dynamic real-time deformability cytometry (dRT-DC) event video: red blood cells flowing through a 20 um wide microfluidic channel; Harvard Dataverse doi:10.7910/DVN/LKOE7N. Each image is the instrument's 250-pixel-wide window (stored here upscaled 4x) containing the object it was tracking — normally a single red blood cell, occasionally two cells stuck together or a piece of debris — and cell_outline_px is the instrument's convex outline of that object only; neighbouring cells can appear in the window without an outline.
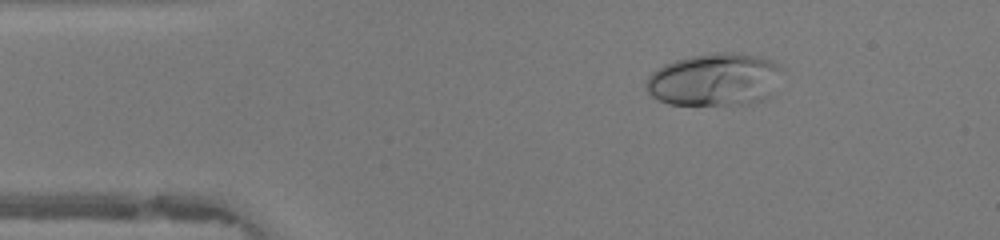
{"species": "human", "species_latin": "Homo sapiens", "temperature_condition": "warm", "stored_images_in_passage": 47, "camera_frame_rate_fps": 3000, "um_per_image_px": 0.085, "donor": {"sex": "female"}, "frame": {"image": 1, "passage_image": 7, "time_ms": 2.0, "image_size_px": [1000, 240], "cell_outline_px": [[780, 68], [772, 96], [764, 100], [748, 104], [668, 104], [652, 96], [648, 92], [644, 84], [644, 80], [656, 68], [664, 64], [688, 56], [716, 52], [732, 52], [760, 56], [776, 64]], "centroid_in_image_um": [60.69, 6.76], "position_along_channel_um": 24.3, "area_um2": 41.79}}
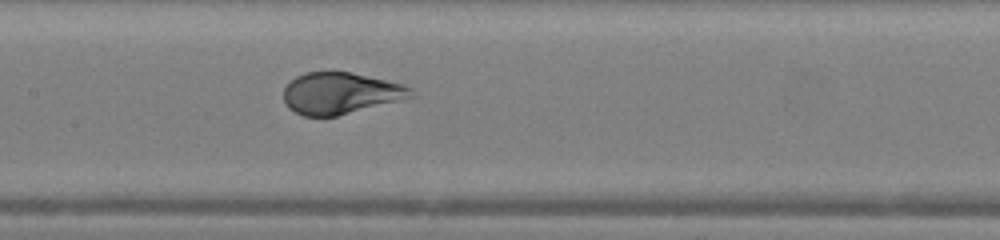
{"frame": {"image": 2, "passage_image": 22, "time_ms": 7.0, "image_size_px": [1000, 240], "cell_outline_px": [[416, 96], [336, 116], [304, 116], [288, 108], [284, 104], [284, 88], [296, 76], [304, 72], [352, 72], [404, 84], [412, 88]], "centroid_in_image_um": [28.95, 7.92], "position_along_channel_um": 178.5, "area_um2": 30.81}}
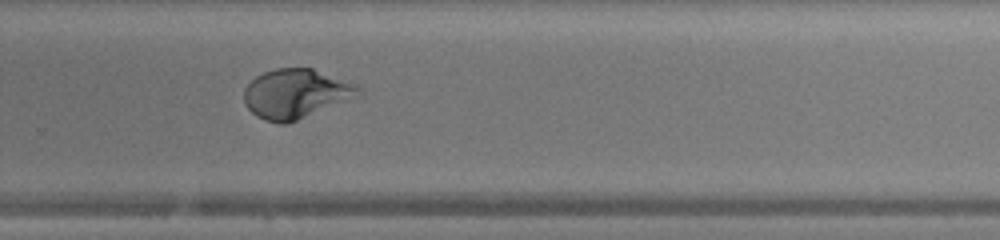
{"frame": {"image": 3, "passage_image": 31, "time_ms": 10.0, "image_size_px": [1000, 240], "cell_outline_px": [[364, 96], [288, 124], [280, 124], [264, 120], [256, 116], [244, 104], [244, 88], [256, 76], [264, 72], [276, 68], [312, 68], [356, 84], [364, 92]], "centroid_in_image_um": [25.21, 7.99], "position_along_channel_um": 304.6, "area_um2": 33.64}, "authors_computed_cell_mechanics": {"area_um2": 33.6396, "velocity_mm_per_s": 4.2266, "shape_relaxation_time_tau1_ms": 3.0524, "shape_relaxation_time_tau2_ms": null, "deformation_change_tau1": 0.1966, "deformation_change_tau2": null}}